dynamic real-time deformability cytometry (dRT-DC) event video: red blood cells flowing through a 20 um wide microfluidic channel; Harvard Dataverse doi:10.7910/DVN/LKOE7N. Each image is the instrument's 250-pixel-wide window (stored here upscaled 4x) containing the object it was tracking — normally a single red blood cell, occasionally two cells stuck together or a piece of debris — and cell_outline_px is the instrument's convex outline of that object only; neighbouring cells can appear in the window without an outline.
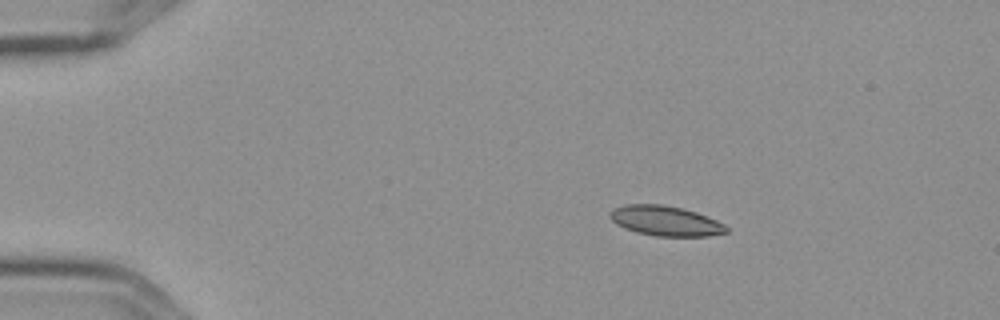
{"species": "Egyptian fruit bat (a non-hibernating species)", "species_latin": "Rousettus aegyptiacus", "temperature_condition": "cold", "stored_images_in_passage": 6, "camera_frame_rate_fps": 3000, "um_per_image_px": 0.085, "frame": {"image": 1, "passage_image": 2, "time_ms": 0.333, "image_size_px": [1000, 320], "cell_outline_px": [[728, 232], [708, 236], [656, 236], [636, 232], [624, 228], [616, 224], [608, 216], [608, 212], [612, 208], [624, 204], [664, 204], [696, 212], [708, 216], [724, 224], [728, 228]], "centroid_in_image_um": [56.52, 18.76], "position_along_channel_um": 28.5, "area_um2": 20.52}}
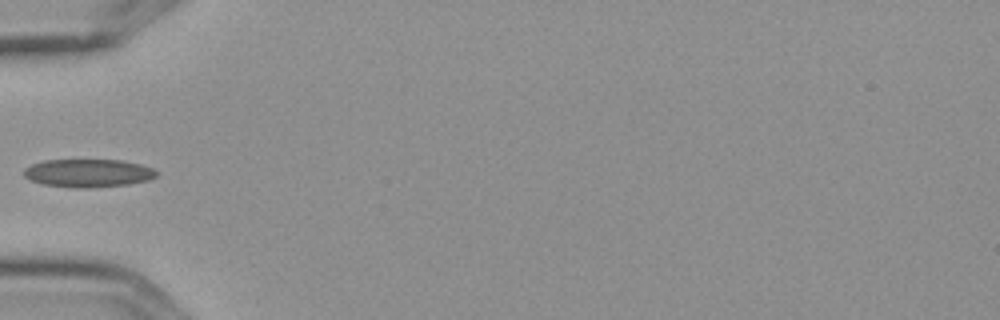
{"frame": {"image": 2, "passage_image": 5, "time_ms": 1.333, "image_size_px": [1000, 320], "cell_outline_px": [[160, 172], [156, 176], [148, 180], [128, 184], [88, 188], [76, 188], [44, 184], [32, 180], [24, 176], [24, 168], [32, 164], [44, 160], [124, 160], [140, 164], [152, 168]], "centroid_in_image_um": [7.52, 14.7], "position_along_channel_um": 77.5, "area_um2": 21.68}}
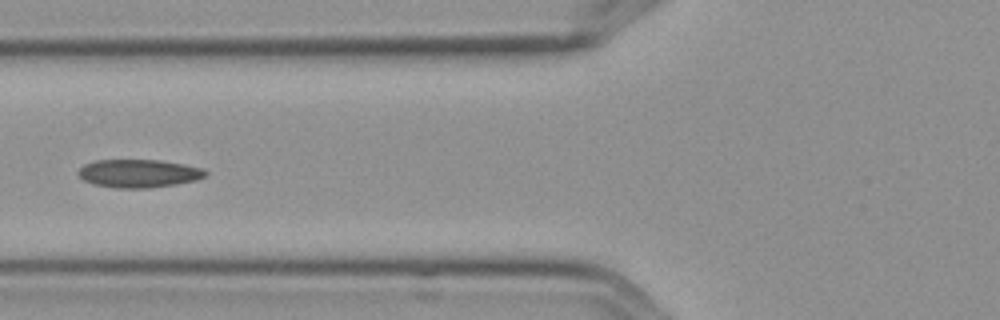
{"frame": {"image": 3, "passage_image": 6, "time_ms": 1.667, "image_size_px": [1000, 320], "cell_outline_px": [[208, 172], [204, 176], [196, 180], [176, 184], [148, 188], [116, 188], [96, 184], [84, 180], [76, 172], [84, 164], [96, 160], [160, 160], [184, 164], [204, 168]], "centroid_in_image_um": [11.81, 14.73], "position_along_channel_um": 114.0, "area_um2": 20.81}}